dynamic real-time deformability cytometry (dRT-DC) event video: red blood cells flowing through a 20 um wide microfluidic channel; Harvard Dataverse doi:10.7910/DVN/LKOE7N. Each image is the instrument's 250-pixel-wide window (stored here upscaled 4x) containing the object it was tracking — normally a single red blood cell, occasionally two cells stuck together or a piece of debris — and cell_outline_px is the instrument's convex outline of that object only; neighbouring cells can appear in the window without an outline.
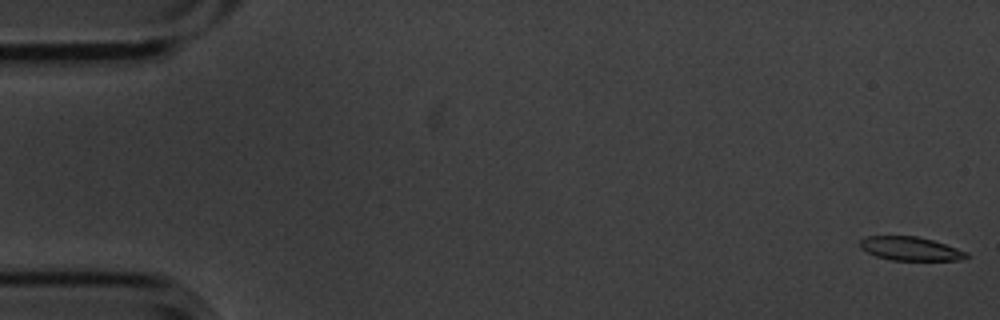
{"species": "common noctule bat (a hibernating species)", "species_latin": "Nyctalus noctula", "temperature_condition": "cold", "stored_images_in_passage": 15, "camera_frame_rate_fps": 3000, "um_per_image_px": 0.085, "animal": {"sex": "male", "body_mass_g": 20.1, "forearm_length_mm": 53.5}, "frame": {"image": 1, "passage_image": 1, "time_ms": 0.0, "image_size_px": [1000, 320], "cell_outline_px": [[968, 256], [964, 260], [892, 260], [876, 256], [860, 248], [860, 240], [864, 236], [916, 236], [932, 240], [968, 252]], "centroid_in_image_um": [77.37, 21.14], "position_along_channel_um": 7.6, "area_um2": 14.62}}
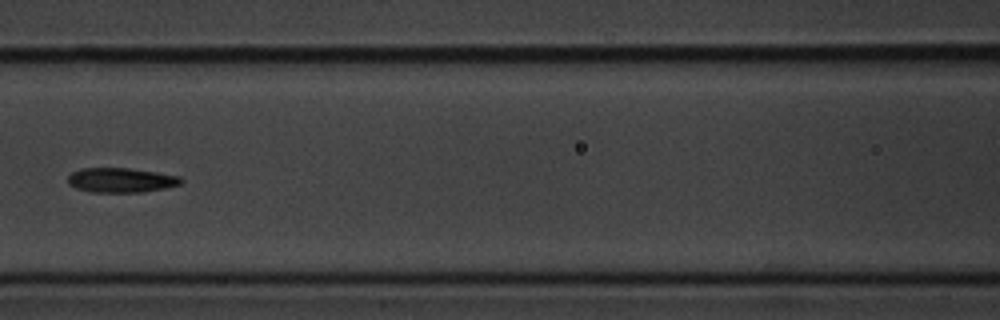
{"frame": {"image": 2, "passage_image": 7, "time_ms": 2.0, "image_size_px": [1000, 320], "cell_outline_px": [[184, 180], [180, 184], [164, 188], [144, 192], [92, 192], [76, 188], [68, 184], [68, 176], [72, 172], [84, 168], [128, 168], [156, 172], [180, 176]], "centroid_in_image_um": [10.29, 15.31], "position_along_channel_um": 156.3, "area_um2": 16.18}}
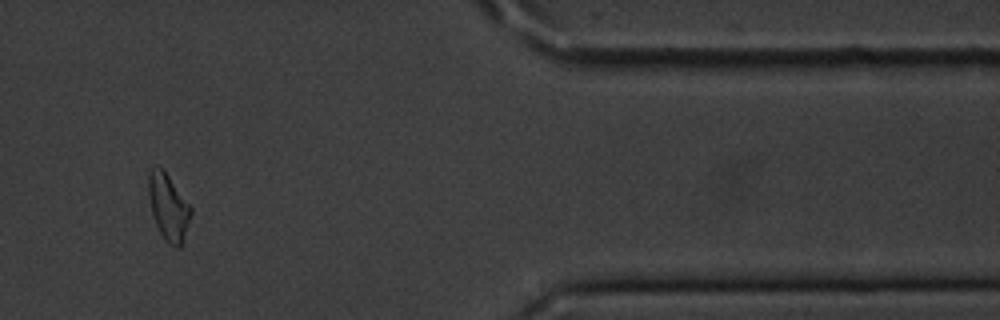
{"frame": {"image": 3, "passage_image": 13, "time_ms": 4.0, "image_size_px": [1000, 320], "cell_outline_px": [[192, 212], [180, 248], [176, 248], [168, 244], [164, 240], [156, 224], [152, 212], [148, 196], [148, 172], [156, 164], [164, 168], [192, 208]], "centroid_in_image_um": [14.3, 17.55], "position_along_channel_um": 397.1, "area_um2": 16.59}}